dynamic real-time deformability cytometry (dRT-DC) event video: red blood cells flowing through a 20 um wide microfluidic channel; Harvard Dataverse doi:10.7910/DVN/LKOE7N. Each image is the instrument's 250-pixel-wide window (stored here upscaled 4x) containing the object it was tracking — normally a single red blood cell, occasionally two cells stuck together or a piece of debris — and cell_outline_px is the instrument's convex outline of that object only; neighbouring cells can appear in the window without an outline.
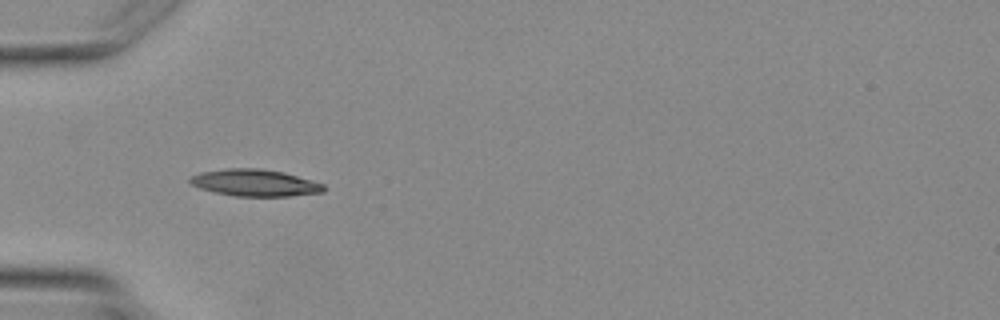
{"species": "Egyptian fruit bat (a non-hibernating species)", "species_latin": "Rousettus aegyptiacus", "temperature_condition": "warm", "stored_images_in_passage": 3, "camera_frame_rate_fps": 3000, "um_per_image_px": 0.085, "animal": {"sex": "female"}, "frame": {"image": 1, "passage_image": 3, "time_ms": 2.333, "image_size_px": [1000, 320], "cell_outline_px": [[328, 188], [324, 192], [288, 196], [232, 196], [200, 188], [192, 184], [188, 180], [192, 176], [200, 172], [228, 168], [256, 168], [284, 172], [324, 184]], "centroid_in_image_um": [21.69, 15.54], "position_along_channel_um": 63.3, "area_um2": 20.87}}